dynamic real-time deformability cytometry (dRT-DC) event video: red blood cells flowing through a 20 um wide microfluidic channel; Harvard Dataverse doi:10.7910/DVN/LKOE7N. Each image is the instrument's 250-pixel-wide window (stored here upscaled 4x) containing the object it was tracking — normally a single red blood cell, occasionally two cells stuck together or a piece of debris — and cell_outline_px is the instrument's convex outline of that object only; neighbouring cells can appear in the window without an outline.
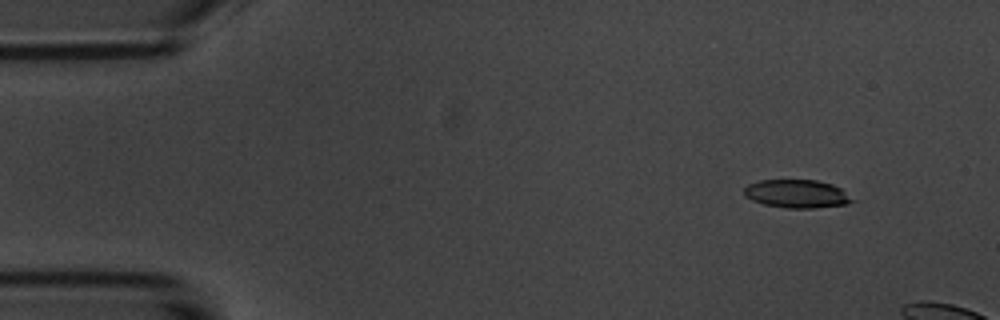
{"species": "common noctule bat (a hibernating species)", "species_latin": "Nyctalus noctula", "temperature_condition": "room temperature", "stored_images_in_passage": 4, "camera_frame_rate_fps": 3000, "um_per_image_px": 0.085, "animal": {"sex": "male", "body_mass_g": 20.1, "forearm_length_mm": 53.5}, "frame": {"image": 1, "passage_image": 2, "time_ms": 1.333, "image_size_px": [1000, 320], "cell_outline_px": [[856, 200], [848, 204], [812, 208], [788, 208], [764, 204], [752, 200], [744, 196], [744, 188], [748, 184], [760, 180], [816, 180], [832, 184], [840, 188]], "centroid_in_image_um": [67.74, 16.47], "position_along_channel_um": 17.3, "area_um2": 17.8}}